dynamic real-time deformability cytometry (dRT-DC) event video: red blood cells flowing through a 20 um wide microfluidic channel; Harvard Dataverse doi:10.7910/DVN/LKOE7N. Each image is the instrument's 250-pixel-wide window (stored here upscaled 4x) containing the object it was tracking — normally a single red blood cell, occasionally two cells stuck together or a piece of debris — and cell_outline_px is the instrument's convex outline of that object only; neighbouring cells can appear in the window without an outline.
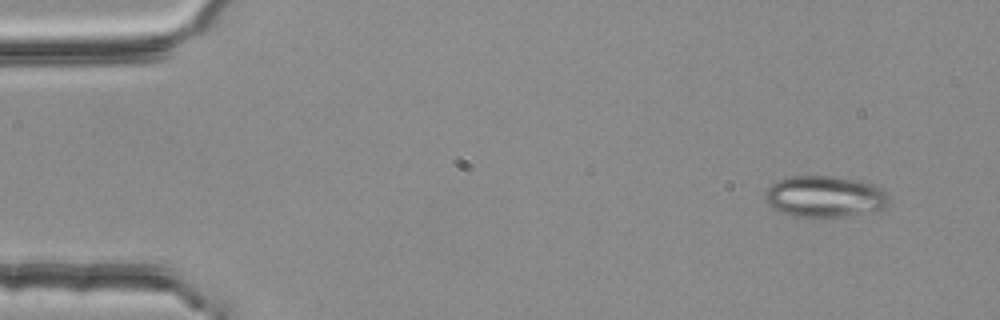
{"species": "common noctule bat (a hibernating species)", "species_latin": "Nyctalus noctula", "temperature_condition": "room temperature", "stored_images_in_passage": 4, "camera_frame_rate_fps": 3000, "um_per_image_px": 0.085, "animal": {"sex": "female", "body_mass_g": 25.1}, "frame": {"image": 1, "passage_image": 1, "time_ms": 0.0, "image_size_px": [1000, 320], "cell_outline_px": [[892, 200], [884, 208], [876, 212], [812, 220], [792, 216], [780, 212], [768, 204], [764, 200], [764, 192], [772, 184], [780, 180], [792, 176], [832, 176], [856, 180], [876, 184]], "centroid_in_image_um": [70.12, 16.75], "position_along_channel_um": 14.9, "area_um2": 30.69}}